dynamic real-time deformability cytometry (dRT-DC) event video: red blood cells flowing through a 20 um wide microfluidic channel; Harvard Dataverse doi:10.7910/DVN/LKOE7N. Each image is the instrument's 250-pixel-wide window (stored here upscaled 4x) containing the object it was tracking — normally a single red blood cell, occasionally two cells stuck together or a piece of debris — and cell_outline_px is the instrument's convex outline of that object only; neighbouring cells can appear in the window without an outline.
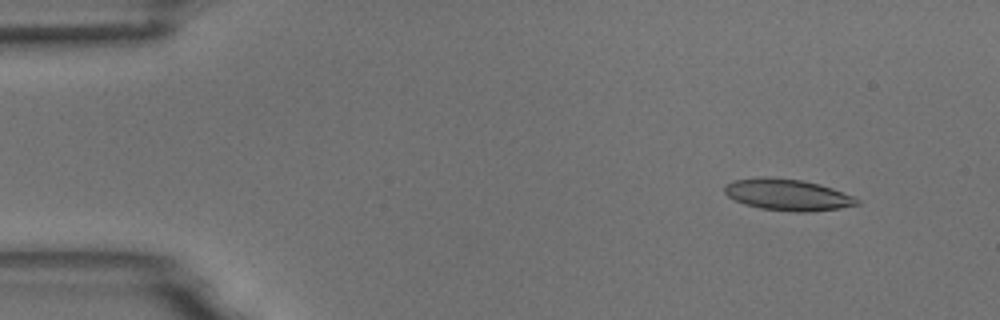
{"species": "common noctule bat (a hibernating species)", "species_latin": "Nyctalus noctula", "temperature_condition": "room temperature", "stored_images_in_passage": 8, "camera_frame_rate_fps": 3000, "um_per_image_px": 0.085, "animal": {"sex": "male", "body_mass_g": 18.8}, "frame": {"image": 1, "passage_image": 2, "time_ms": 0.333, "image_size_px": [1000, 320], "cell_outline_px": [[860, 204], [840, 208], [808, 212], [792, 212], [760, 208], [744, 204], [728, 196], [724, 192], [724, 184], [732, 180], [764, 176], [800, 180], [820, 184], [832, 188], [852, 196], [860, 200]], "centroid_in_image_um": [66.92, 16.55], "position_along_channel_um": 18.1, "area_um2": 24.33}}
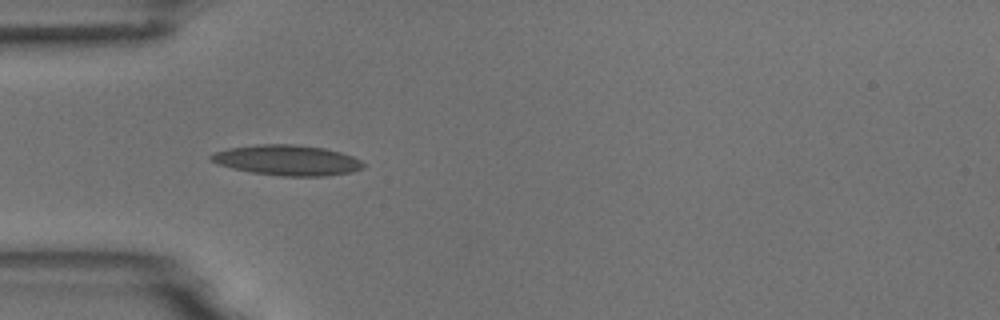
{"frame": {"image": 2, "passage_image": 5, "time_ms": 1.333, "image_size_px": [1000, 320], "cell_outline_px": [[364, 168], [352, 172], [324, 176], [280, 176], [252, 172], [232, 168], [220, 164], [212, 160], [208, 156], [216, 152], [228, 148], [256, 144], [292, 144], [324, 148], [340, 152], [352, 156], [360, 160], [364, 164]], "centroid_in_image_um": [24.44, 13.62], "position_along_channel_um": 60.6, "area_um2": 26.82}}